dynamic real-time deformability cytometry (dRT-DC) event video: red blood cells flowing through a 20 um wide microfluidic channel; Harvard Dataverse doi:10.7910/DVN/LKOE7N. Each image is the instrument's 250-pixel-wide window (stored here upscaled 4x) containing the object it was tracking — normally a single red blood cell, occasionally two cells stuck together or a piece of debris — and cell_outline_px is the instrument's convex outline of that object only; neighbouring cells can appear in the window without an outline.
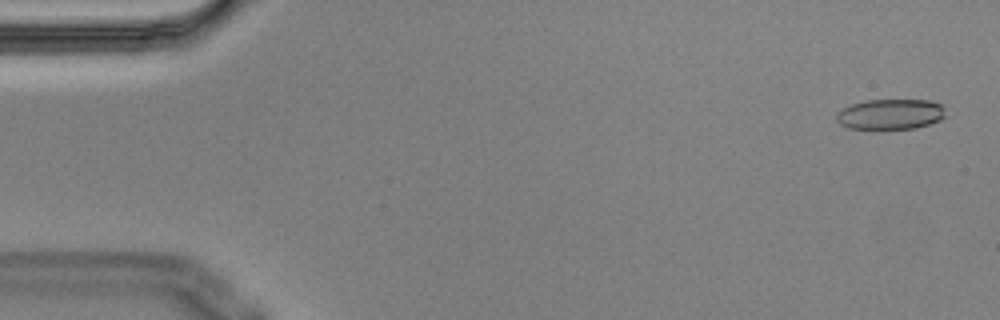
{"species": "Egyptian fruit bat (a non-hibernating species)", "species_latin": "Rousettus aegyptiacus", "temperature_condition": "cold", "stored_images_in_passage": 5, "camera_frame_rate_fps": 3000, "um_per_image_px": 0.085, "animal": {"sex": "male"}, "frame": {"image": 1, "passage_image": 1, "time_ms": 0.0, "image_size_px": [1000, 320], "cell_outline_px": [[944, 116], [940, 120], [916, 128], [884, 132], [848, 128], [840, 124], [836, 120], [836, 112], [852, 104], [864, 100], [928, 100], [944, 104]], "centroid_in_image_um": [75.66, 9.75], "position_along_channel_um": 9.3, "area_um2": 20.23}}
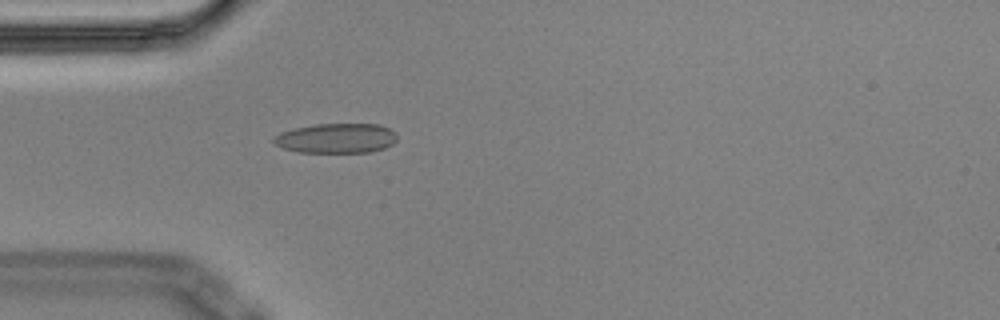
{"frame": {"image": 2, "passage_image": 5, "time_ms": 1.333, "image_size_px": [1000, 320], "cell_outline_px": [[396, 140], [392, 144], [384, 148], [368, 152], [296, 152], [272, 144], [272, 140], [280, 132], [292, 128], [316, 124], [380, 124], [396, 132]], "centroid_in_image_um": [28.56, 11.74], "position_along_channel_um": 56.4, "area_um2": 21.5}}